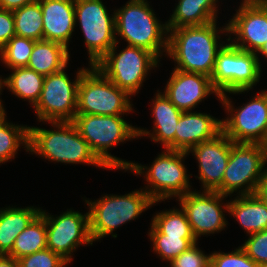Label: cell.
Returning <instances> with one entry per match:
<instances>
[{"label":"cell","mask_w":267,"mask_h":267,"mask_svg":"<svg viewBox=\"0 0 267 267\" xmlns=\"http://www.w3.org/2000/svg\"><path fill=\"white\" fill-rule=\"evenodd\" d=\"M217 21L199 26L168 29L166 55L167 58L173 59V69L211 77L216 55L226 43L221 36H229L227 22L219 28Z\"/></svg>","instance_id":"cell-1"},{"label":"cell","mask_w":267,"mask_h":267,"mask_svg":"<svg viewBox=\"0 0 267 267\" xmlns=\"http://www.w3.org/2000/svg\"><path fill=\"white\" fill-rule=\"evenodd\" d=\"M48 123L52 129L29 126V154L38 155L49 162L87 164L107 170L93 154L73 121Z\"/></svg>","instance_id":"cell-2"},{"label":"cell","mask_w":267,"mask_h":267,"mask_svg":"<svg viewBox=\"0 0 267 267\" xmlns=\"http://www.w3.org/2000/svg\"><path fill=\"white\" fill-rule=\"evenodd\" d=\"M149 3L148 0H128L125 6L113 10L116 42L120 44L122 39L127 45L149 50L161 59L167 54V23L157 18Z\"/></svg>","instance_id":"cell-3"},{"label":"cell","mask_w":267,"mask_h":267,"mask_svg":"<svg viewBox=\"0 0 267 267\" xmlns=\"http://www.w3.org/2000/svg\"><path fill=\"white\" fill-rule=\"evenodd\" d=\"M124 119V115L76 114L73 120L93 154L108 170L126 172L133 162L122 160L109 152L114 146L137 139V127Z\"/></svg>","instance_id":"cell-4"},{"label":"cell","mask_w":267,"mask_h":267,"mask_svg":"<svg viewBox=\"0 0 267 267\" xmlns=\"http://www.w3.org/2000/svg\"><path fill=\"white\" fill-rule=\"evenodd\" d=\"M103 195L94 201L83 198L88 207L89 231L94 243L108 235L117 238L115 229L136 220L143 212L158 203L154 202L142 188L134 189L124 195L107 193Z\"/></svg>","instance_id":"cell-5"},{"label":"cell","mask_w":267,"mask_h":267,"mask_svg":"<svg viewBox=\"0 0 267 267\" xmlns=\"http://www.w3.org/2000/svg\"><path fill=\"white\" fill-rule=\"evenodd\" d=\"M158 154L151 166L132 162L126 170L130 173L143 176L146 181L144 189L152 200L162 202L177 199L192 191L188 170L184 164L185 158L189 157L185 151L164 149Z\"/></svg>","instance_id":"cell-6"},{"label":"cell","mask_w":267,"mask_h":267,"mask_svg":"<svg viewBox=\"0 0 267 267\" xmlns=\"http://www.w3.org/2000/svg\"><path fill=\"white\" fill-rule=\"evenodd\" d=\"M117 45L119 43L116 42L94 67L113 84L134 97L151 70L159 67L161 60L144 48L127 45L120 51Z\"/></svg>","instance_id":"cell-7"},{"label":"cell","mask_w":267,"mask_h":267,"mask_svg":"<svg viewBox=\"0 0 267 267\" xmlns=\"http://www.w3.org/2000/svg\"><path fill=\"white\" fill-rule=\"evenodd\" d=\"M226 40L216 55L212 85L220 95L248 93L263 76L257 55L234 46L227 37Z\"/></svg>","instance_id":"cell-8"},{"label":"cell","mask_w":267,"mask_h":267,"mask_svg":"<svg viewBox=\"0 0 267 267\" xmlns=\"http://www.w3.org/2000/svg\"><path fill=\"white\" fill-rule=\"evenodd\" d=\"M265 166H267L266 145L233 143L222 185L216 191L226 196L256 193L267 173Z\"/></svg>","instance_id":"cell-9"},{"label":"cell","mask_w":267,"mask_h":267,"mask_svg":"<svg viewBox=\"0 0 267 267\" xmlns=\"http://www.w3.org/2000/svg\"><path fill=\"white\" fill-rule=\"evenodd\" d=\"M88 66L78 84L77 114L110 116L136 112L126 90L117 87L94 66Z\"/></svg>","instance_id":"cell-10"},{"label":"cell","mask_w":267,"mask_h":267,"mask_svg":"<svg viewBox=\"0 0 267 267\" xmlns=\"http://www.w3.org/2000/svg\"><path fill=\"white\" fill-rule=\"evenodd\" d=\"M229 95H220L219 99L227 113V117L221 119L222 132L234 143H260L267 146V89L256 92L249 102L239 107L234 106Z\"/></svg>","instance_id":"cell-11"},{"label":"cell","mask_w":267,"mask_h":267,"mask_svg":"<svg viewBox=\"0 0 267 267\" xmlns=\"http://www.w3.org/2000/svg\"><path fill=\"white\" fill-rule=\"evenodd\" d=\"M102 1L75 0V27L79 26L82 30L84 46L88 52V64L91 66H94L116 43L115 13L110 14Z\"/></svg>","instance_id":"cell-12"},{"label":"cell","mask_w":267,"mask_h":267,"mask_svg":"<svg viewBox=\"0 0 267 267\" xmlns=\"http://www.w3.org/2000/svg\"><path fill=\"white\" fill-rule=\"evenodd\" d=\"M67 67L69 66L45 76L40 98L33 106L37 121L48 124L47 122L52 121L74 120L77 114L78 84L82 74L89 67L78 68L72 81L65 72Z\"/></svg>","instance_id":"cell-13"},{"label":"cell","mask_w":267,"mask_h":267,"mask_svg":"<svg viewBox=\"0 0 267 267\" xmlns=\"http://www.w3.org/2000/svg\"><path fill=\"white\" fill-rule=\"evenodd\" d=\"M228 196L217 191L192 190L177 198L179 206L185 212L192 233L198 241L201 236L219 233L228 224Z\"/></svg>","instance_id":"cell-14"},{"label":"cell","mask_w":267,"mask_h":267,"mask_svg":"<svg viewBox=\"0 0 267 267\" xmlns=\"http://www.w3.org/2000/svg\"><path fill=\"white\" fill-rule=\"evenodd\" d=\"M41 214L46 222L47 249L60 255L68 263H71L73 252L81 245H93L89 231V213L85 214L71 208L53 216L41 209Z\"/></svg>","instance_id":"cell-15"},{"label":"cell","mask_w":267,"mask_h":267,"mask_svg":"<svg viewBox=\"0 0 267 267\" xmlns=\"http://www.w3.org/2000/svg\"><path fill=\"white\" fill-rule=\"evenodd\" d=\"M237 8L227 20L228 40L243 51L257 53L267 41V0H241Z\"/></svg>","instance_id":"cell-16"},{"label":"cell","mask_w":267,"mask_h":267,"mask_svg":"<svg viewBox=\"0 0 267 267\" xmlns=\"http://www.w3.org/2000/svg\"><path fill=\"white\" fill-rule=\"evenodd\" d=\"M234 142L223 132L214 139L192 147L187 153L194 156L198 163V178L203 191H216L221 185L231 146Z\"/></svg>","instance_id":"cell-17"},{"label":"cell","mask_w":267,"mask_h":267,"mask_svg":"<svg viewBox=\"0 0 267 267\" xmlns=\"http://www.w3.org/2000/svg\"><path fill=\"white\" fill-rule=\"evenodd\" d=\"M171 75L162 91L179 110L193 111L210 95L220 99L219 92L213 87L211 78L201 73L171 70Z\"/></svg>","instance_id":"cell-18"},{"label":"cell","mask_w":267,"mask_h":267,"mask_svg":"<svg viewBox=\"0 0 267 267\" xmlns=\"http://www.w3.org/2000/svg\"><path fill=\"white\" fill-rule=\"evenodd\" d=\"M151 116L154 119L152 130L137 127V140L149 137L154 143L162 144L163 149L175 150V131L183 111L175 107L169 98L157 90L151 100Z\"/></svg>","instance_id":"cell-19"},{"label":"cell","mask_w":267,"mask_h":267,"mask_svg":"<svg viewBox=\"0 0 267 267\" xmlns=\"http://www.w3.org/2000/svg\"><path fill=\"white\" fill-rule=\"evenodd\" d=\"M175 131V150L188 152L192 147L214 139L222 132L221 119L197 111L182 112Z\"/></svg>","instance_id":"cell-20"},{"label":"cell","mask_w":267,"mask_h":267,"mask_svg":"<svg viewBox=\"0 0 267 267\" xmlns=\"http://www.w3.org/2000/svg\"><path fill=\"white\" fill-rule=\"evenodd\" d=\"M43 17V40L69 49L75 31V0H39Z\"/></svg>","instance_id":"cell-21"},{"label":"cell","mask_w":267,"mask_h":267,"mask_svg":"<svg viewBox=\"0 0 267 267\" xmlns=\"http://www.w3.org/2000/svg\"><path fill=\"white\" fill-rule=\"evenodd\" d=\"M228 203V214L250 235L267 229V206L257 193L236 195Z\"/></svg>","instance_id":"cell-22"},{"label":"cell","mask_w":267,"mask_h":267,"mask_svg":"<svg viewBox=\"0 0 267 267\" xmlns=\"http://www.w3.org/2000/svg\"><path fill=\"white\" fill-rule=\"evenodd\" d=\"M171 17L166 21L168 29L199 26L216 21L219 0H177ZM218 4V5H217Z\"/></svg>","instance_id":"cell-23"},{"label":"cell","mask_w":267,"mask_h":267,"mask_svg":"<svg viewBox=\"0 0 267 267\" xmlns=\"http://www.w3.org/2000/svg\"><path fill=\"white\" fill-rule=\"evenodd\" d=\"M41 207L0 208V254L8 255L16 237L41 213Z\"/></svg>","instance_id":"cell-24"},{"label":"cell","mask_w":267,"mask_h":267,"mask_svg":"<svg viewBox=\"0 0 267 267\" xmlns=\"http://www.w3.org/2000/svg\"><path fill=\"white\" fill-rule=\"evenodd\" d=\"M70 52L68 48L58 42L35 41L27 67L38 74L48 76L69 65Z\"/></svg>","instance_id":"cell-25"},{"label":"cell","mask_w":267,"mask_h":267,"mask_svg":"<svg viewBox=\"0 0 267 267\" xmlns=\"http://www.w3.org/2000/svg\"><path fill=\"white\" fill-rule=\"evenodd\" d=\"M45 76L28 67L11 69V74L3 78V87L20 100L28 101L33 107L40 98Z\"/></svg>","instance_id":"cell-26"},{"label":"cell","mask_w":267,"mask_h":267,"mask_svg":"<svg viewBox=\"0 0 267 267\" xmlns=\"http://www.w3.org/2000/svg\"><path fill=\"white\" fill-rule=\"evenodd\" d=\"M47 248L45 217L40 213L15 239L8 254L16 260Z\"/></svg>","instance_id":"cell-27"},{"label":"cell","mask_w":267,"mask_h":267,"mask_svg":"<svg viewBox=\"0 0 267 267\" xmlns=\"http://www.w3.org/2000/svg\"><path fill=\"white\" fill-rule=\"evenodd\" d=\"M15 34L34 41L43 40V17L40 1L13 10Z\"/></svg>","instance_id":"cell-28"},{"label":"cell","mask_w":267,"mask_h":267,"mask_svg":"<svg viewBox=\"0 0 267 267\" xmlns=\"http://www.w3.org/2000/svg\"><path fill=\"white\" fill-rule=\"evenodd\" d=\"M29 126L6 120L0 125V165L14 160L19 148L28 152ZM21 146V147H20Z\"/></svg>","instance_id":"cell-29"},{"label":"cell","mask_w":267,"mask_h":267,"mask_svg":"<svg viewBox=\"0 0 267 267\" xmlns=\"http://www.w3.org/2000/svg\"><path fill=\"white\" fill-rule=\"evenodd\" d=\"M151 224L161 233L167 236L196 239L192 233L190 223L185 212L179 206L161 210L152 216Z\"/></svg>","instance_id":"cell-30"},{"label":"cell","mask_w":267,"mask_h":267,"mask_svg":"<svg viewBox=\"0 0 267 267\" xmlns=\"http://www.w3.org/2000/svg\"><path fill=\"white\" fill-rule=\"evenodd\" d=\"M149 229L148 236L152 242V251L166 262H171L194 243L198 242L196 239H185L183 237L161 234L151 223Z\"/></svg>","instance_id":"cell-31"},{"label":"cell","mask_w":267,"mask_h":267,"mask_svg":"<svg viewBox=\"0 0 267 267\" xmlns=\"http://www.w3.org/2000/svg\"><path fill=\"white\" fill-rule=\"evenodd\" d=\"M35 41L15 35L0 49L1 63L7 69L27 67Z\"/></svg>","instance_id":"cell-32"},{"label":"cell","mask_w":267,"mask_h":267,"mask_svg":"<svg viewBox=\"0 0 267 267\" xmlns=\"http://www.w3.org/2000/svg\"><path fill=\"white\" fill-rule=\"evenodd\" d=\"M210 267H260L241 246L231 252L214 251L211 253Z\"/></svg>","instance_id":"cell-33"},{"label":"cell","mask_w":267,"mask_h":267,"mask_svg":"<svg viewBox=\"0 0 267 267\" xmlns=\"http://www.w3.org/2000/svg\"><path fill=\"white\" fill-rule=\"evenodd\" d=\"M20 267H66L68 262L50 249H44L18 259Z\"/></svg>","instance_id":"cell-34"},{"label":"cell","mask_w":267,"mask_h":267,"mask_svg":"<svg viewBox=\"0 0 267 267\" xmlns=\"http://www.w3.org/2000/svg\"><path fill=\"white\" fill-rule=\"evenodd\" d=\"M247 236L241 247L248 257L262 267L267 263V229Z\"/></svg>","instance_id":"cell-35"},{"label":"cell","mask_w":267,"mask_h":267,"mask_svg":"<svg viewBox=\"0 0 267 267\" xmlns=\"http://www.w3.org/2000/svg\"><path fill=\"white\" fill-rule=\"evenodd\" d=\"M194 243L185 252L169 262L170 267H210L211 253L205 254L202 249Z\"/></svg>","instance_id":"cell-36"},{"label":"cell","mask_w":267,"mask_h":267,"mask_svg":"<svg viewBox=\"0 0 267 267\" xmlns=\"http://www.w3.org/2000/svg\"><path fill=\"white\" fill-rule=\"evenodd\" d=\"M15 35L13 11L0 8V49Z\"/></svg>","instance_id":"cell-37"},{"label":"cell","mask_w":267,"mask_h":267,"mask_svg":"<svg viewBox=\"0 0 267 267\" xmlns=\"http://www.w3.org/2000/svg\"><path fill=\"white\" fill-rule=\"evenodd\" d=\"M35 1L37 0H0V8L13 11Z\"/></svg>","instance_id":"cell-38"},{"label":"cell","mask_w":267,"mask_h":267,"mask_svg":"<svg viewBox=\"0 0 267 267\" xmlns=\"http://www.w3.org/2000/svg\"><path fill=\"white\" fill-rule=\"evenodd\" d=\"M0 267H20V265L14 257L0 254Z\"/></svg>","instance_id":"cell-39"},{"label":"cell","mask_w":267,"mask_h":267,"mask_svg":"<svg viewBox=\"0 0 267 267\" xmlns=\"http://www.w3.org/2000/svg\"><path fill=\"white\" fill-rule=\"evenodd\" d=\"M256 193L259 195V197L264 201V203L267 206V173L265 175V178L259 184Z\"/></svg>","instance_id":"cell-40"},{"label":"cell","mask_w":267,"mask_h":267,"mask_svg":"<svg viewBox=\"0 0 267 267\" xmlns=\"http://www.w3.org/2000/svg\"><path fill=\"white\" fill-rule=\"evenodd\" d=\"M261 55V57L263 58V60L264 61H266L267 60V41H266V43H264V45L260 48V50L256 53V55H257V58H258V62H259V65H260V67H261V69H262V65L263 64H261V62H262V60H260L261 59V57L259 58V56ZM265 58H266V60H265ZM267 62V61H266Z\"/></svg>","instance_id":"cell-41"},{"label":"cell","mask_w":267,"mask_h":267,"mask_svg":"<svg viewBox=\"0 0 267 267\" xmlns=\"http://www.w3.org/2000/svg\"><path fill=\"white\" fill-rule=\"evenodd\" d=\"M7 120V112L4 108L3 101L0 100V125Z\"/></svg>","instance_id":"cell-42"},{"label":"cell","mask_w":267,"mask_h":267,"mask_svg":"<svg viewBox=\"0 0 267 267\" xmlns=\"http://www.w3.org/2000/svg\"><path fill=\"white\" fill-rule=\"evenodd\" d=\"M3 78L4 77H2V75H0V97H1V95H2V91H3V89H4V87H3ZM2 98H0V100H1Z\"/></svg>","instance_id":"cell-43"}]
</instances>
